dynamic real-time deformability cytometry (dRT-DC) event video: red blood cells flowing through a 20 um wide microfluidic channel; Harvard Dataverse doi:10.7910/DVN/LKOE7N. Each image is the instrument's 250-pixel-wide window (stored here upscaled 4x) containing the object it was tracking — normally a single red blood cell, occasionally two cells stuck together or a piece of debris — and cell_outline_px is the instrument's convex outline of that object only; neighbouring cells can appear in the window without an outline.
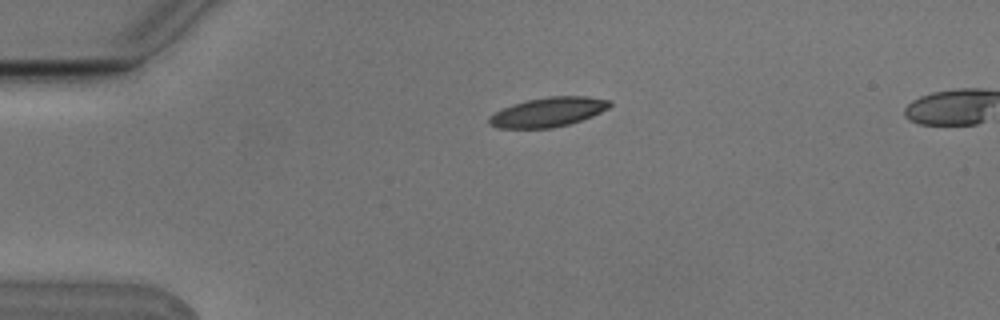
{"species": "Egyptian fruit bat (a non-hibernating species)", "species_latin": "Rousettus aegyptiacus", "temperature_condition": "cold", "stored_images_in_passage": 3, "segment_of_instrument_passage": [1, 2], "camera_frame_rate_fps": 3000, "um_per_image_px": 0.085, "animal": {"sex": "male"}, "frame": {"image": 1, "passage_image": 1, "time_ms": 0.0, "image_size_px": [1000, 320], "cell_outline_px": [[612, 104], [608, 108], [592, 116], [568, 124], [552, 128], [496, 128], [488, 124], [488, 116], [512, 104], [524, 100], [548, 96], [588, 96], [612, 100]], "centroid_in_image_um": [46.58, 9.51], "position_along_channel_um": 38.4, "area_um2": 20.81}}